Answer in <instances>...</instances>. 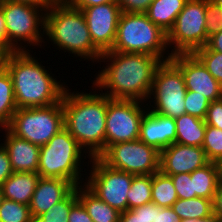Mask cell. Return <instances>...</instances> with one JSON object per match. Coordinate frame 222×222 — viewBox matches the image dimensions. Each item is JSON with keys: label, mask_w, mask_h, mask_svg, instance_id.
<instances>
[{"label": "cell", "mask_w": 222, "mask_h": 222, "mask_svg": "<svg viewBox=\"0 0 222 222\" xmlns=\"http://www.w3.org/2000/svg\"><path fill=\"white\" fill-rule=\"evenodd\" d=\"M193 180L194 192L196 197H203L209 200L214 199L220 183L219 168L215 162H209L190 174Z\"/></svg>", "instance_id": "cb8c5ba5"}, {"label": "cell", "mask_w": 222, "mask_h": 222, "mask_svg": "<svg viewBox=\"0 0 222 222\" xmlns=\"http://www.w3.org/2000/svg\"><path fill=\"white\" fill-rule=\"evenodd\" d=\"M68 222H94L84 206L78 201L68 215Z\"/></svg>", "instance_id": "60d3db41"}, {"label": "cell", "mask_w": 222, "mask_h": 222, "mask_svg": "<svg viewBox=\"0 0 222 222\" xmlns=\"http://www.w3.org/2000/svg\"><path fill=\"white\" fill-rule=\"evenodd\" d=\"M217 164H218V168H219L220 183H222V160H220Z\"/></svg>", "instance_id": "681fc988"}, {"label": "cell", "mask_w": 222, "mask_h": 222, "mask_svg": "<svg viewBox=\"0 0 222 222\" xmlns=\"http://www.w3.org/2000/svg\"><path fill=\"white\" fill-rule=\"evenodd\" d=\"M13 135L43 146L64 128V109L59 103L44 107L17 108L6 127Z\"/></svg>", "instance_id": "ba28073f"}, {"label": "cell", "mask_w": 222, "mask_h": 222, "mask_svg": "<svg viewBox=\"0 0 222 222\" xmlns=\"http://www.w3.org/2000/svg\"><path fill=\"white\" fill-rule=\"evenodd\" d=\"M155 204L153 202L120 212L119 222H154Z\"/></svg>", "instance_id": "836d02e7"}, {"label": "cell", "mask_w": 222, "mask_h": 222, "mask_svg": "<svg viewBox=\"0 0 222 222\" xmlns=\"http://www.w3.org/2000/svg\"><path fill=\"white\" fill-rule=\"evenodd\" d=\"M46 36V37H45ZM45 41L57 50L97 64L102 53L94 46L82 10L69 3H50L45 13Z\"/></svg>", "instance_id": "277c9868"}, {"label": "cell", "mask_w": 222, "mask_h": 222, "mask_svg": "<svg viewBox=\"0 0 222 222\" xmlns=\"http://www.w3.org/2000/svg\"><path fill=\"white\" fill-rule=\"evenodd\" d=\"M5 53L0 49V67L3 66Z\"/></svg>", "instance_id": "f907efd6"}, {"label": "cell", "mask_w": 222, "mask_h": 222, "mask_svg": "<svg viewBox=\"0 0 222 222\" xmlns=\"http://www.w3.org/2000/svg\"><path fill=\"white\" fill-rule=\"evenodd\" d=\"M86 154L64 127L46 145L40 146L37 173L42 178L65 179L75 187L82 185L85 182L84 175L88 174L86 170L83 171L86 167L84 160L91 159Z\"/></svg>", "instance_id": "5b68a950"}, {"label": "cell", "mask_w": 222, "mask_h": 222, "mask_svg": "<svg viewBox=\"0 0 222 222\" xmlns=\"http://www.w3.org/2000/svg\"><path fill=\"white\" fill-rule=\"evenodd\" d=\"M202 148L210 162L218 163L222 160V130L206 125Z\"/></svg>", "instance_id": "4dcf8cb0"}, {"label": "cell", "mask_w": 222, "mask_h": 222, "mask_svg": "<svg viewBox=\"0 0 222 222\" xmlns=\"http://www.w3.org/2000/svg\"><path fill=\"white\" fill-rule=\"evenodd\" d=\"M39 179L36 172H13L1 184L4 198L29 205Z\"/></svg>", "instance_id": "ffe728a7"}, {"label": "cell", "mask_w": 222, "mask_h": 222, "mask_svg": "<svg viewBox=\"0 0 222 222\" xmlns=\"http://www.w3.org/2000/svg\"><path fill=\"white\" fill-rule=\"evenodd\" d=\"M49 3H68L69 0H47Z\"/></svg>", "instance_id": "816d5d0a"}, {"label": "cell", "mask_w": 222, "mask_h": 222, "mask_svg": "<svg viewBox=\"0 0 222 222\" xmlns=\"http://www.w3.org/2000/svg\"><path fill=\"white\" fill-rule=\"evenodd\" d=\"M91 87L93 92L89 93L71 92L67 87L62 97V106L64 127L90 158H96L105 151L108 96L100 91L98 93L93 85Z\"/></svg>", "instance_id": "7a4b0ae2"}, {"label": "cell", "mask_w": 222, "mask_h": 222, "mask_svg": "<svg viewBox=\"0 0 222 222\" xmlns=\"http://www.w3.org/2000/svg\"><path fill=\"white\" fill-rule=\"evenodd\" d=\"M30 222H46L40 216H31Z\"/></svg>", "instance_id": "c3c4849f"}, {"label": "cell", "mask_w": 222, "mask_h": 222, "mask_svg": "<svg viewBox=\"0 0 222 222\" xmlns=\"http://www.w3.org/2000/svg\"><path fill=\"white\" fill-rule=\"evenodd\" d=\"M170 177L173 180L178 199L188 200L196 197L193 180H191L190 173H180Z\"/></svg>", "instance_id": "d590c367"}, {"label": "cell", "mask_w": 222, "mask_h": 222, "mask_svg": "<svg viewBox=\"0 0 222 222\" xmlns=\"http://www.w3.org/2000/svg\"><path fill=\"white\" fill-rule=\"evenodd\" d=\"M127 199L128 209L152 202V175L134 176Z\"/></svg>", "instance_id": "83f0119b"}, {"label": "cell", "mask_w": 222, "mask_h": 222, "mask_svg": "<svg viewBox=\"0 0 222 222\" xmlns=\"http://www.w3.org/2000/svg\"><path fill=\"white\" fill-rule=\"evenodd\" d=\"M94 46L103 54L112 50L121 8L117 2L90 6L82 10Z\"/></svg>", "instance_id": "5bb4252c"}, {"label": "cell", "mask_w": 222, "mask_h": 222, "mask_svg": "<svg viewBox=\"0 0 222 222\" xmlns=\"http://www.w3.org/2000/svg\"><path fill=\"white\" fill-rule=\"evenodd\" d=\"M99 158L109 167L134 176L160 171V151L140 139L112 144Z\"/></svg>", "instance_id": "7c38bea8"}, {"label": "cell", "mask_w": 222, "mask_h": 222, "mask_svg": "<svg viewBox=\"0 0 222 222\" xmlns=\"http://www.w3.org/2000/svg\"><path fill=\"white\" fill-rule=\"evenodd\" d=\"M187 1L188 0H154L145 14L154 24L168 34Z\"/></svg>", "instance_id": "7402d4cb"}, {"label": "cell", "mask_w": 222, "mask_h": 222, "mask_svg": "<svg viewBox=\"0 0 222 222\" xmlns=\"http://www.w3.org/2000/svg\"><path fill=\"white\" fill-rule=\"evenodd\" d=\"M36 57L30 51L5 54L3 66L11 76L17 108L59 103L68 87L66 83L57 80L49 72V67L47 70Z\"/></svg>", "instance_id": "3957f363"}, {"label": "cell", "mask_w": 222, "mask_h": 222, "mask_svg": "<svg viewBox=\"0 0 222 222\" xmlns=\"http://www.w3.org/2000/svg\"><path fill=\"white\" fill-rule=\"evenodd\" d=\"M13 172L8 153L0 142V186Z\"/></svg>", "instance_id": "f35d334b"}, {"label": "cell", "mask_w": 222, "mask_h": 222, "mask_svg": "<svg viewBox=\"0 0 222 222\" xmlns=\"http://www.w3.org/2000/svg\"><path fill=\"white\" fill-rule=\"evenodd\" d=\"M117 2V0H69L68 3L78 10H83L84 8L90 6H96L105 3Z\"/></svg>", "instance_id": "b9f144b4"}, {"label": "cell", "mask_w": 222, "mask_h": 222, "mask_svg": "<svg viewBox=\"0 0 222 222\" xmlns=\"http://www.w3.org/2000/svg\"><path fill=\"white\" fill-rule=\"evenodd\" d=\"M180 222H222L220 217H218L215 213L211 214L210 216L202 219H184Z\"/></svg>", "instance_id": "bcb514c9"}, {"label": "cell", "mask_w": 222, "mask_h": 222, "mask_svg": "<svg viewBox=\"0 0 222 222\" xmlns=\"http://www.w3.org/2000/svg\"><path fill=\"white\" fill-rule=\"evenodd\" d=\"M29 205L3 199L0 204V222H30Z\"/></svg>", "instance_id": "f546056e"}, {"label": "cell", "mask_w": 222, "mask_h": 222, "mask_svg": "<svg viewBox=\"0 0 222 222\" xmlns=\"http://www.w3.org/2000/svg\"><path fill=\"white\" fill-rule=\"evenodd\" d=\"M99 62H106L107 65L95 73V80H91L97 91H101L111 99L147 103L153 86L154 73L162 62L158 57L110 50L101 55Z\"/></svg>", "instance_id": "6da1fadb"}, {"label": "cell", "mask_w": 222, "mask_h": 222, "mask_svg": "<svg viewBox=\"0 0 222 222\" xmlns=\"http://www.w3.org/2000/svg\"><path fill=\"white\" fill-rule=\"evenodd\" d=\"M210 103L204 95H199L196 91H186L184 98L186 114H190L199 119H205Z\"/></svg>", "instance_id": "d6a6232c"}, {"label": "cell", "mask_w": 222, "mask_h": 222, "mask_svg": "<svg viewBox=\"0 0 222 222\" xmlns=\"http://www.w3.org/2000/svg\"><path fill=\"white\" fill-rule=\"evenodd\" d=\"M213 213L222 220V183H219L213 199Z\"/></svg>", "instance_id": "7bdbcfd3"}, {"label": "cell", "mask_w": 222, "mask_h": 222, "mask_svg": "<svg viewBox=\"0 0 222 222\" xmlns=\"http://www.w3.org/2000/svg\"><path fill=\"white\" fill-rule=\"evenodd\" d=\"M180 217L174 212L172 207L162 208L155 204L154 222H180Z\"/></svg>", "instance_id": "ab89813d"}, {"label": "cell", "mask_w": 222, "mask_h": 222, "mask_svg": "<svg viewBox=\"0 0 222 222\" xmlns=\"http://www.w3.org/2000/svg\"><path fill=\"white\" fill-rule=\"evenodd\" d=\"M0 49L7 54V37H6V28H5V18L0 7Z\"/></svg>", "instance_id": "ee69618b"}, {"label": "cell", "mask_w": 222, "mask_h": 222, "mask_svg": "<svg viewBox=\"0 0 222 222\" xmlns=\"http://www.w3.org/2000/svg\"><path fill=\"white\" fill-rule=\"evenodd\" d=\"M154 0H117L122 12L145 13Z\"/></svg>", "instance_id": "74e56055"}, {"label": "cell", "mask_w": 222, "mask_h": 222, "mask_svg": "<svg viewBox=\"0 0 222 222\" xmlns=\"http://www.w3.org/2000/svg\"><path fill=\"white\" fill-rule=\"evenodd\" d=\"M74 188L75 186L65 179L40 177L29 203L31 216H40L46 213Z\"/></svg>", "instance_id": "d6986e66"}, {"label": "cell", "mask_w": 222, "mask_h": 222, "mask_svg": "<svg viewBox=\"0 0 222 222\" xmlns=\"http://www.w3.org/2000/svg\"><path fill=\"white\" fill-rule=\"evenodd\" d=\"M136 100L108 97L105 128V150L112 144L139 138L140 123L147 104ZM144 105V106H143Z\"/></svg>", "instance_id": "4fadbf2b"}, {"label": "cell", "mask_w": 222, "mask_h": 222, "mask_svg": "<svg viewBox=\"0 0 222 222\" xmlns=\"http://www.w3.org/2000/svg\"><path fill=\"white\" fill-rule=\"evenodd\" d=\"M216 5L219 7L220 11L222 12V0H212Z\"/></svg>", "instance_id": "f5cc1de1"}, {"label": "cell", "mask_w": 222, "mask_h": 222, "mask_svg": "<svg viewBox=\"0 0 222 222\" xmlns=\"http://www.w3.org/2000/svg\"><path fill=\"white\" fill-rule=\"evenodd\" d=\"M17 110L11 76L4 66L0 67V128H6Z\"/></svg>", "instance_id": "d4e9b609"}, {"label": "cell", "mask_w": 222, "mask_h": 222, "mask_svg": "<svg viewBox=\"0 0 222 222\" xmlns=\"http://www.w3.org/2000/svg\"><path fill=\"white\" fill-rule=\"evenodd\" d=\"M186 91L185 79L180 68L171 59L162 61L154 73L149 103L146 104L151 111L175 119L186 113Z\"/></svg>", "instance_id": "9c48e42d"}, {"label": "cell", "mask_w": 222, "mask_h": 222, "mask_svg": "<svg viewBox=\"0 0 222 222\" xmlns=\"http://www.w3.org/2000/svg\"><path fill=\"white\" fill-rule=\"evenodd\" d=\"M208 72L222 85V53L212 51L207 45L193 52Z\"/></svg>", "instance_id": "1f68e13d"}, {"label": "cell", "mask_w": 222, "mask_h": 222, "mask_svg": "<svg viewBox=\"0 0 222 222\" xmlns=\"http://www.w3.org/2000/svg\"><path fill=\"white\" fill-rule=\"evenodd\" d=\"M178 200L173 180L158 171L152 175V202L159 207H171Z\"/></svg>", "instance_id": "4316f807"}, {"label": "cell", "mask_w": 222, "mask_h": 222, "mask_svg": "<svg viewBox=\"0 0 222 222\" xmlns=\"http://www.w3.org/2000/svg\"><path fill=\"white\" fill-rule=\"evenodd\" d=\"M168 49L167 33L145 13H121L111 51L149 54L166 61L173 56Z\"/></svg>", "instance_id": "8992f818"}, {"label": "cell", "mask_w": 222, "mask_h": 222, "mask_svg": "<svg viewBox=\"0 0 222 222\" xmlns=\"http://www.w3.org/2000/svg\"><path fill=\"white\" fill-rule=\"evenodd\" d=\"M171 207L181 220L202 219L213 214V200L203 197L178 199Z\"/></svg>", "instance_id": "484cf974"}, {"label": "cell", "mask_w": 222, "mask_h": 222, "mask_svg": "<svg viewBox=\"0 0 222 222\" xmlns=\"http://www.w3.org/2000/svg\"><path fill=\"white\" fill-rule=\"evenodd\" d=\"M209 162L202 147L173 143L160 152V171L167 176L191 174Z\"/></svg>", "instance_id": "2e32d148"}, {"label": "cell", "mask_w": 222, "mask_h": 222, "mask_svg": "<svg viewBox=\"0 0 222 222\" xmlns=\"http://www.w3.org/2000/svg\"><path fill=\"white\" fill-rule=\"evenodd\" d=\"M78 202L77 186L61 201L40 215L46 222H68L71 208Z\"/></svg>", "instance_id": "f1b7e54d"}, {"label": "cell", "mask_w": 222, "mask_h": 222, "mask_svg": "<svg viewBox=\"0 0 222 222\" xmlns=\"http://www.w3.org/2000/svg\"><path fill=\"white\" fill-rule=\"evenodd\" d=\"M207 0H188L167 34L171 54L193 53L208 43L206 35ZM173 46V47H172ZM173 48V49H172Z\"/></svg>", "instance_id": "30bf717a"}, {"label": "cell", "mask_w": 222, "mask_h": 222, "mask_svg": "<svg viewBox=\"0 0 222 222\" xmlns=\"http://www.w3.org/2000/svg\"><path fill=\"white\" fill-rule=\"evenodd\" d=\"M0 7L5 18L7 53L31 51L28 50L31 45L34 48L35 46L41 48L44 43H47L44 42L43 36L45 13L49 7H38L7 0H4ZM27 46H29L28 49Z\"/></svg>", "instance_id": "52a82bcc"}, {"label": "cell", "mask_w": 222, "mask_h": 222, "mask_svg": "<svg viewBox=\"0 0 222 222\" xmlns=\"http://www.w3.org/2000/svg\"><path fill=\"white\" fill-rule=\"evenodd\" d=\"M138 139L161 152L164 148L176 143L175 119L148 108L140 123Z\"/></svg>", "instance_id": "e0dca14e"}, {"label": "cell", "mask_w": 222, "mask_h": 222, "mask_svg": "<svg viewBox=\"0 0 222 222\" xmlns=\"http://www.w3.org/2000/svg\"><path fill=\"white\" fill-rule=\"evenodd\" d=\"M90 169L83 183L93 194L119 212L128 210V192L134 175L106 165L99 157L88 161Z\"/></svg>", "instance_id": "8fae6325"}, {"label": "cell", "mask_w": 222, "mask_h": 222, "mask_svg": "<svg viewBox=\"0 0 222 222\" xmlns=\"http://www.w3.org/2000/svg\"><path fill=\"white\" fill-rule=\"evenodd\" d=\"M77 195L94 222H119L120 212L98 198L84 184L77 186Z\"/></svg>", "instance_id": "44dd1931"}, {"label": "cell", "mask_w": 222, "mask_h": 222, "mask_svg": "<svg viewBox=\"0 0 222 222\" xmlns=\"http://www.w3.org/2000/svg\"><path fill=\"white\" fill-rule=\"evenodd\" d=\"M2 129V130H1ZM5 135L2 145L6 149L14 172H36L39 166L40 146L13 135L7 128H0ZM4 142V143H3Z\"/></svg>", "instance_id": "ac0fdd59"}, {"label": "cell", "mask_w": 222, "mask_h": 222, "mask_svg": "<svg viewBox=\"0 0 222 222\" xmlns=\"http://www.w3.org/2000/svg\"><path fill=\"white\" fill-rule=\"evenodd\" d=\"M222 30V12L212 0H207L206 5V35L209 39Z\"/></svg>", "instance_id": "e575fe53"}, {"label": "cell", "mask_w": 222, "mask_h": 222, "mask_svg": "<svg viewBox=\"0 0 222 222\" xmlns=\"http://www.w3.org/2000/svg\"><path fill=\"white\" fill-rule=\"evenodd\" d=\"M206 125H210L222 130V99L209 104L205 117Z\"/></svg>", "instance_id": "8d00e7d4"}, {"label": "cell", "mask_w": 222, "mask_h": 222, "mask_svg": "<svg viewBox=\"0 0 222 222\" xmlns=\"http://www.w3.org/2000/svg\"><path fill=\"white\" fill-rule=\"evenodd\" d=\"M176 143L202 147L205 137L206 123L190 114H182L175 118Z\"/></svg>", "instance_id": "603a6c76"}, {"label": "cell", "mask_w": 222, "mask_h": 222, "mask_svg": "<svg viewBox=\"0 0 222 222\" xmlns=\"http://www.w3.org/2000/svg\"><path fill=\"white\" fill-rule=\"evenodd\" d=\"M207 46L212 51L222 53V30L209 38Z\"/></svg>", "instance_id": "f6af8a7d"}, {"label": "cell", "mask_w": 222, "mask_h": 222, "mask_svg": "<svg viewBox=\"0 0 222 222\" xmlns=\"http://www.w3.org/2000/svg\"><path fill=\"white\" fill-rule=\"evenodd\" d=\"M7 1L26 3L38 7H49L50 5V3L47 0H7Z\"/></svg>", "instance_id": "7dc6e473"}, {"label": "cell", "mask_w": 222, "mask_h": 222, "mask_svg": "<svg viewBox=\"0 0 222 222\" xmlns=\"http://www.w3.org/2000/svg\"><path fill=\"white\" fill-rule=\"evenodd\" d=\"M4 199L3 193H2V188L0 186V204L2 203V200Z\"/></svg>", "instance_id": "db71d44e"}, {"label": "cell", "mask_w": 222, "mask_h": 222, "mask_svg": "<svg viewBox=\"0 0 222 222\" xmlns=\"http://www.w3.org/2000/svg\"><path fill=\"white\" fill-rule=\"evenodd\" d=\"M171 60L183 73L187 90L204 95L210 102L222 99V85L193 53L174 54Z\"/></svg>", "instance_id": "9a60e30c"}, {"label": "cell", "mask_w": 222, "mask_h": 222, "mask_svg": "<svg viewBox=\"0 0 222 222\" xmlns=\"http://www.w3.org/2000/svg\"><path fill=\"white\" fill-rule=\"evenodd\" d=\"M3 1H4V0H0V6L3 4Z\"/></svg>", "instance_id": "11a10c76"}]
</instances>
